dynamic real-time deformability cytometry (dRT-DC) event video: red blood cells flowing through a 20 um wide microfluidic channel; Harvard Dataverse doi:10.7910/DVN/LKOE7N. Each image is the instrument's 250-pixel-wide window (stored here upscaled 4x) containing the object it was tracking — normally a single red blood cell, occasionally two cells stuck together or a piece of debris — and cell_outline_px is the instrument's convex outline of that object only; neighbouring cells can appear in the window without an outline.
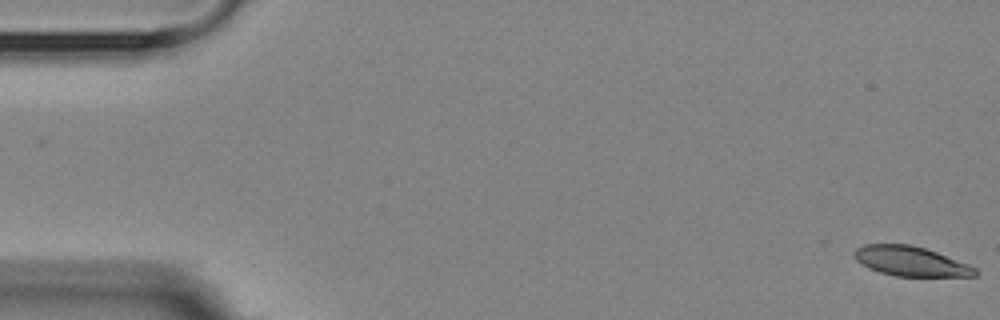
{"species": "Egyptian fruit bat (a non-hibernating species)", "species_latin": "Rousettus aegyptiacus", "temperature_condition": "room temperature", "stored_images_in_passage": 6, "camera_frame_rate_fps": 3000, "um_per_image_px": 0.085, "animal": {"sex": "female"}, "frame": {"image": 1, "passage_image": 1, "time_ms": 0.0, "image_size_px": [1000, 320], "cell_outline_px": [[980, 272], [976, 276], [896, 276], [880, 272], [868, 268], [856, 260], [852, 252], [856, 248], [864, 244], [912, 244], [936, 252], [968, 264], [976, 268]], "centroid_in_image_um": [77.4, 22.2], "position_along_channel_um": 7.6, "area_um2": 20.92}}
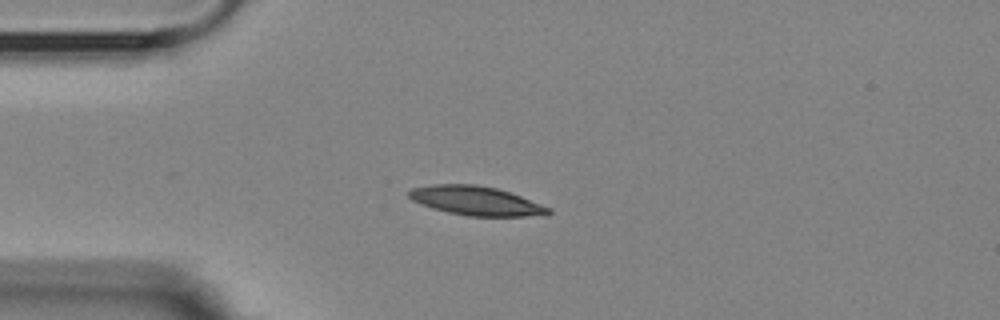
{"frame": {"image": 2, "passage_image": 5, "time_ms": 4.333, "image_size_px": [1000, 320], "cell_outline_px": [[552, 212], [548, 216], [468, 216], [448, 212], [432, 208], [420, 204], [412, 200], [408, 196], [408, 192], [412, 188], [432, 184], [476, 184], [496, 188], [520, 196], [552, 208]], "centroid_in_image_um": [40.49, 17.07], "position_along_channel_um": 44.5, "area_um2": 23.76}}
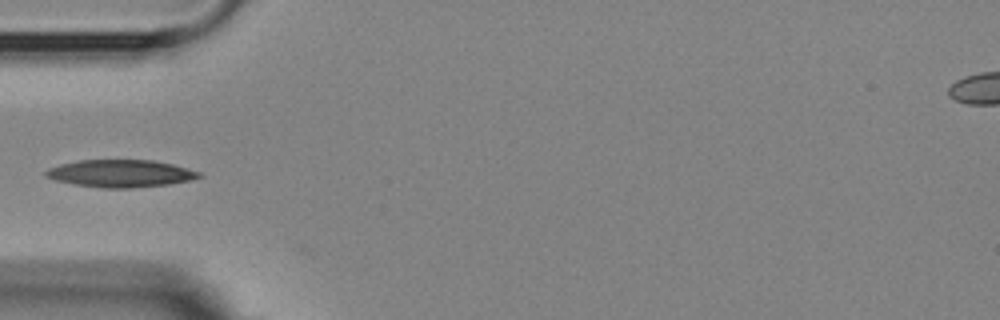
{"frame": {"image": 3, "passage_image": 6, "time_ms": 5.667, "image_size_px": [1000, 320], "cell_outline_px": [[204, 176], [192, 180], [168, 184], [132, 188], [104, 188], [72, 184], [56, 180], [44, 176], [44, 172], [48, 168], [60, 164], [80, 160], [152, 160], [172, 164], [200, 172]], "centroid_in_image_um": [10.24, 14.75], "position_along_channel_um": 74.8, "area_um2": 24.51}}